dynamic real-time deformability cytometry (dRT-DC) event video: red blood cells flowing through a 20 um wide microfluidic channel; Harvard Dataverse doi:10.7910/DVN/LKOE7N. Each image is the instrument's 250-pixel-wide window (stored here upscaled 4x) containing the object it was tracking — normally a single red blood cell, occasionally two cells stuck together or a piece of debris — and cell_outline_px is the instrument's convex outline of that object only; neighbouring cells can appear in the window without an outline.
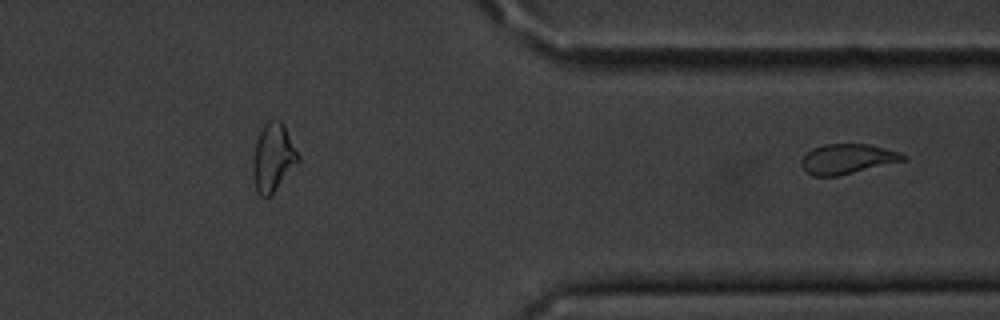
{"species": "common noctule bat (a hibernating species)", "species_latin": "Nyctalus noctula", "temperature_condition": "cold", "stored_images_in_passage": 34, "segment_of_instrument_passage": [2, 2], "camera_frame_rate_fps": 3000, "um_per_image_px": 0.085, "animal": {"sex": "male", "body_mass_g": 20.1, "forearm_length_mm": 53.5}, "frame": {"image": 1, "passage_image": 34, "time_ms": 11.0, "image_size_px": [1000, 320], "cell_outline_px": [[904, 160], [840, 176], [812, 176], [800, 164], [804, 156], [812, 148], [824, 144], [868, 144], [900, 152], [904, 156]], "centroid_in_image_um": [72.0, 13.51], "position_along_channel_um": 339.4, "area_um2": 17.51}}